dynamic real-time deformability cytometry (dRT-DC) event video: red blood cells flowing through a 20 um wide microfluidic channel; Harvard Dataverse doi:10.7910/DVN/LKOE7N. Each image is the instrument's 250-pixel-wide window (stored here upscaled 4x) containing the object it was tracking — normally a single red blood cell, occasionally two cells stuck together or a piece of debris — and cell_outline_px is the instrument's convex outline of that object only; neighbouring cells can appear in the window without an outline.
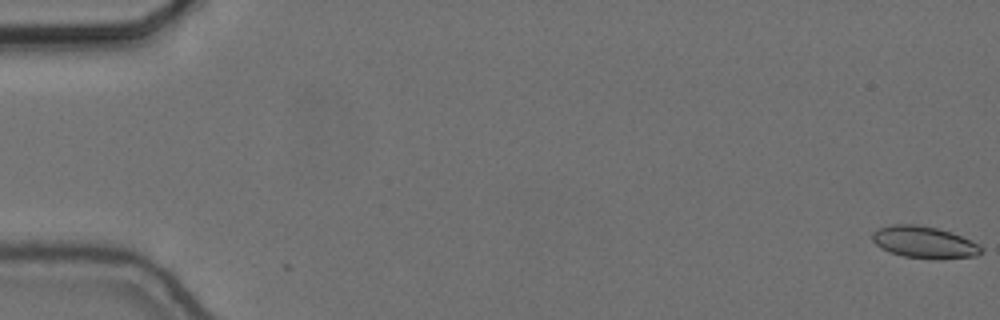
{"species": "common noctule bat (a hibernating species)", "species_latin": "Nyctalus noctula", "temperature_condition": "cold", "stored_images_in_passage": 2, "camera_frame_rate_fps": 3000, "um_per_image_px": 0.085, "animal": {"sex": "female", "body_mass_g": 24.6, "forearm_length_mm": 56.2}, "frame": {"image": 1, "passage_image": 2, "time_ms": 0.333, "image_size_px": [1000, 320], "cell_outline_px": [[984, 252], [976, 256], [944, 260], [936, 260], [904, 256], [888, 252], [880, 248], [872, 240], [872, 232], [880, 228], [892, 224], [916, 224], [936, 228], [960, 236], [984, 248]], "centroid_in_image_um": [78.55, 20.62], "position_along_channel_um": 6.5, "area_um2": 20.35}}